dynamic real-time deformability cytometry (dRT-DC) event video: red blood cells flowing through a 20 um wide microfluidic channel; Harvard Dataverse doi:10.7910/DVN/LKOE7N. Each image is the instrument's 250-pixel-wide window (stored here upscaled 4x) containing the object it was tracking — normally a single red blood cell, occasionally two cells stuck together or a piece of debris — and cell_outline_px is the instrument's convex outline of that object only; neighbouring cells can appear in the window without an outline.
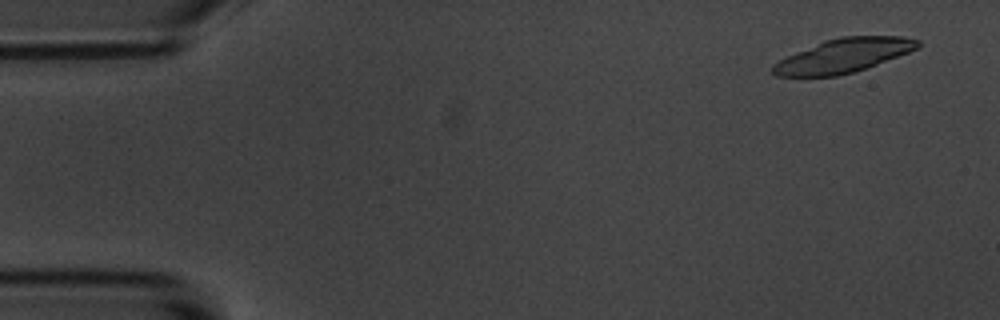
{"species": "common noctule bat (a hibernating species)", "species_latin": "Nyctalus noctula", "temperature_condition": "room temperature", "stored_images_in_passage": 6, "camera_frame_rate_fps": 3000, "um_per_image_px": 0.085, "animal": {"sex": "male", "body_mass_g": 20.1, "forearm_length_mm": 53.5}, "frame": {"image": 1, "passage_image": 1, "time_ms": 0.0, "image_size_px": [1000, 320], "cell_outline_px": [[920, 44], [916, 48], [908, 52], [876, 64], [852, 72], [836, 76], [776, 76], [772, 72], [772, 64], [796, 52], [824, 40], [840, 36], [900, 36], [920, 40]], "centroid_in_image_um": [71.67, 4.72], "position_along_channel_um": 13.3, "area_um2": 28.21}}